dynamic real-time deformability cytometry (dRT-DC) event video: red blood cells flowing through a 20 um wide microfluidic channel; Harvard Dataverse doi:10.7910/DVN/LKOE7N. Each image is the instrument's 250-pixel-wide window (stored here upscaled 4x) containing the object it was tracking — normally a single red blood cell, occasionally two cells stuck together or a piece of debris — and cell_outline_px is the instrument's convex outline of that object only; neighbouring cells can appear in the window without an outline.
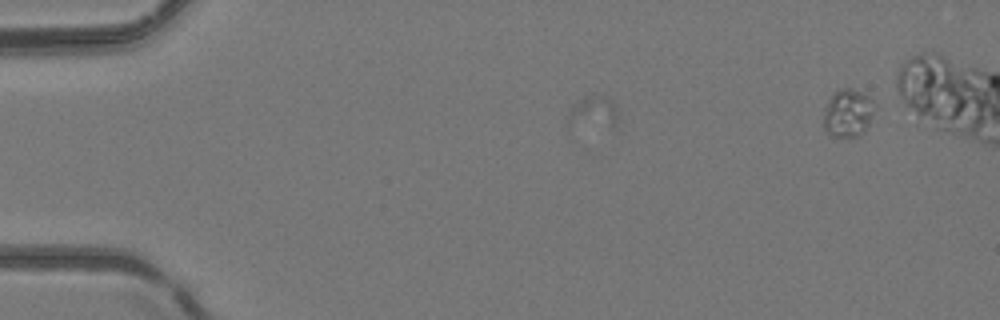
{"species": "common noctule bat (a hibernating species)", "species_latin": "Nyctalus noctula", "temperature_condition": "room temperature", "stored_images_in_passage": 8, "camera_frame_rate_fps": 3000, "um_per_image_px": 0.085, "animal": {"sex": "female", "body_mass_g": 24.6, "forearm_length_mm": 56.2}, "frame": {"image": 1, "passage_image": 2, "time_ms": 0.333, "image_size_px": [1000, 320], "cell_outline_px": [[620, 120], [616, 128], [576, 144], [568, 140], [568, 112], [580, 100], [588, 96], [600, 96], [616, 104], [620, 112]], "centroid_in_image_um": [50.31, 10.08], "position_along_channel_um": 34.7, "area_um2": 13.24}}